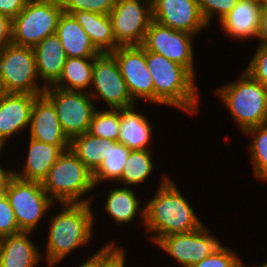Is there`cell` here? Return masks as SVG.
Instances as JSON below:
<instances>
[{
    "instance_id": "6da1fadb",
    "label": "cell",
    "mask_w": 267,
    "mask_h": 267,
    "mask_svg": "<svg viewBox=\"0 0 267 267\" xmlns=\"http://www.w3.org/2000/svg\"><path fill=\"white\" fill-rule=\"evenodd\" d=\"M145 205V229L155 232L150 239L156 244L166 235L189 233L204 225L176 183L164 173L156 194Z\"/></svg>"
},
{
    "instance_id": "7a4b0ae2",
    "label": "cell",
    "mask_w": 267,
    "mask_h": 267,
    "mask_svg": "<svg viewBox=\"0 0 267 267\" xmlns=\"http://www.w3.org/2000/svg\"><path fill=\"white\" fill-rule=\"evenodd\" d=\"M50 218L45 261L47 267H57L70 252L91 242L95 222L91 203H64ZM57 264V265H56Z\"/></svg>"
},
{
    "instance_id": "3957f363",
    "label": "cell",
    "mask_w": 267,
    "mask_h": 267,
    "mask_svg": "<svg viewBox=\"0 0 267 267\" xmlns=\"http://www.w3.org/2000/svg\"><path fill=\"white\" fill-rule=\"evenodd\" d=\"M146 64L154 84V104L197 114L199 91L195 77L184 66L146 50Z\"/></svg>"
},
{
    "instance_id": "277c9868",
    "label": "cell",
    "mask_w": 267,
    "mask_h": 267,
    "mask_svg": "<svg viewBox=\"0 0 267 267\" xmlns=\"http://www.w3.org/2000/svg\"><path fill=\"white\" fill-rule=\"evenodd\" d=\"M214 90L242 133L267 123V87L246 71L234 82Z\"/></svg>"
},
{
    "instance_id": "5b68a950",
    "label": "cell",
    "mask_w": 267,
    "mask_h": 267,
    "mask_svg": "<svg viewBox=\"0 0 267 267\" xmlns=\"http://www.w3.org/2000/svg\"><path fill=\"white\" fill-rule=\"evenodd\" d=\"M42 186L54 203H91L82 197L94 191L93 173L84 165L71 148L63 151L50 168ZM83 199H82V198Z\"/></svg>"
},
{
    "instance_id": "8992f818",
    "label": "cell",
    "mask_w": 267,
    "mask_h": 267,
    "mask_svg": "<svg viewBox=\"0 0 267 267\" xmlns=\"http://www.w3.org/2000/svg\"><path fill=\"white\" fill-rule=\"evenodd\" d=\"M39 80L33 47L11 43L0 49L1 92L43 95L46 87Z\"/></svg>"
},
{
    "instance_id": "52a82bcc",
    "label": "cell",
    "mask_w": 267,
    "mask_h": 267,
    "mask_svg": "<svg viewBox=\"0 0 267 267\" xmlns=\"http://www.w3.org/2000/svg\"><path fill=\"white\" fill-rule=\"evenodd\" d=\"M63 12L60 0H29L12 20V43L34 47L56 33Z\"/></svg>"
},
{
    "instance_id": "ba28073f",
    "label": "cell",
    "mask_w": 267,
    "mask_h": 267,
    "mask_svg": "<svg viewBox=\"0 0 267 267\" xmlns=\"http://www.w3.org/2000/svg\"><path fill=\"white\" fill-rule=\"evenodd\" d=\"M15 214L19 229L34 232L55 203L43 189L42 183L13 176L5 192Z\"/></svg>"
},
{
    "instance_id": "9c48e42d",
    "label": "cell",
    "mask_w": 267,
    "mask_h": 267,
    "mask_svg": "<svg viewBox=\"0 0 267 267\" xmlns=\"http://www.w3.org/2000/svg\"><path fill=\"white\" fill-rule=\"evenodd\" d=\"M43 94L53 103L62 130L70 141L88 132L93 113L98 109L89 93L50 86Z\"/></svg>"
},
{
    "instance_id": "30bf717a",
    "label": "cell",
    "mask_w": 267,
    "mask_h": 267,
    "mask_svg": "<svg viewBox=\"0 0 267 267\" xmlns=\"http://www.w3.org/2000/svg\"><path fill=\"white\" fill-rule=\"evenodd\" d=\"M91 88L89 94L92 99L95 101L100 98L108 106L107 109H121L136 104L111 53H101L94 58Z\"/></svg>"
},
{
    "instance_id": "8fae6325",
    "label": "cell",
    "mask_w": 267,
    "mask_h": 267,
    "mask_svg": "<svg viewBox=\"0 0 267 267\" xmlns=\"http://www.w3.org/2000/svg\"><path fill=\"white\" fill-rule=\"evenodd\" d=\"M120 46L142 45L152 19L151 0H116L109 14Z\"/></svg>"
},
{
    "instance_id": "7c38bea8",
    "label": "cell",
    "mask_w": 267,
    "mask_h": 267,
    "mask_svg": "<svg viewBox=\"0 0 267 267\" xmlns=\"http://www.w3.org/2000/svg\"><path fill=\"white\" fill-rule=\"evenodd\" d=\"M193 34L151 21L142 46L187 68L195 77Z\"/></svg>"
},
{
    "instance_id": "4fadbf2b",
    "label": "cell",
    "mask_w": 267,
    "mask_h": 267,
    "mask_svg": "<svg viewBox=\"0 0 267 267\" xmlns=\"http://www.w3.org/2000/svg\"><path fill=\"white\" fill-rule=\"evenodd\" d=\"M205 225L189 233L166 235L157 243L165 254L182 267H191L201 262L222 245L220 239L211 235Z\"/></svg>"
},
{
    "instance_id": "5bb4252c",
    "label": "cell",
    "mask_w": 267,
    "mask_h": 267,
    "mask_svg": "<svg viewBox=\"0 0 267 267\" xmlns=\"http://www.w3.org/2000/svg\"><path fill=\"white\" fill-rule=\"evenodd\" d=\"M111 54L117 60L133 101L141 99L154 104V84L146 64V49L142 45L118 46Z\"/></svg>"
},
{
    "instance_id": "9a60e30c",
    "label": "cell",
    "mask_w": 267,
    "mask_h": 267,
    "mask_svg": "<svg viewBox=\"0 0 267 267\" xmlns=\"http://www.w3.org/2000/svg\"><path fill=\"white\" fill-rule=\"evenodd\" d=\"M152 19L174 30L197 35L209 26L197 0H151Z\"/></svg>"
},
{
    "instance_id": "2e32d148",
    "label": "cell",
    "mask_w": 267,
    "mask_h": 267,
    "mask_svg": "<svg viewBox=\"0 0 267 267\" xmlns=\"http://www.w3.org/2000/svg\"><path fill=\"white\" fill-rule=\"evenodd\" d=\"M37 96L27 93H0V151L9 138L29 129L31 110Z\"/></svg>"
},
{
    "instance_id": "e0dca14e",
    "label": "cell",
    "mask_w": 267,
    "mask_h": 267,
    "mask_svg": "<svg viewBox=\"0 0 267 267\" xmlns=\"http://www.w3.org/2000/svg\"><path fill=\"white\" fill-rule=\"evenodd\" d=\"M30 138L57 145L62 151L70 148L53 103L43 94L35 98L29 125Z\"/></svg>"
},
{
    "instance_id": "ac0fdd59",
    "label": "cell",
    "mask_w": 267,
    "mask_h": 267,
    "mask_svg": "<svg viewBox=\"0 0 267 267\" xmlns=\"http://www.w3.org/2000/svg\"><path fill=\"white\" fill-rule=\"evenodd\" d=\"M261 12V4L249 0H238L235 7L219 21L221 29L236 40L256 39Z\"/></svg>"
},
{
    "instance_id": "d6986e66",
    "label": "cell",
    "mask_w": 267,
    "mask_h": 267,
    "mask_svg": "<svg viewBox=\"0 0 267 267\" xmlns=\"http://www.w3.org/2000/svg\"><path fill=\"white\" fill-rule=\"evenodd\" d=\"M20 232L0 238V267H36L44 260L30 235Z\"/></svg>"
},
{
    "instance_id": "ffe728a7",
    "label": "cell",
    "mask_w": 267,
    "mask_h": 267,
    "mask_svg": "<svg viewBox=\"0 0 267 267\" xmlns=\"http://www.w3.org/2000/svg\"><path fill=\"white\" fill-rule=\"evenodd\" d=\"M36 67L42 84L53 86L61 76L67 56L59 37L55 34L44 38L33 47Z\"/></svg>"
},
{
    "instance_id": "44dd1931",
    "label": "cell",
    "mask_w": 267,
    "mask_h": 267,
    "mask_svg": "<svg viewBox=\"0 0 267 267\" xmlns=\"http://www.w3.org/2000/svg\"><path fill=\"white\" fill-rule=\"evenodd\" d=\"M28 138V154L24 167L21 171H14V176L22 180L42 183L63 151L57 145Z\"/></svg>"
},
{
    "instance_id": "7402d4cb",
    "label": "cell",
    "mask_w": 267,
    "mask_h": 267,
    "mask_svg": "<svg viewBox=\"0 0 267 267\" xmlns=\"http://www.w3.org/2000/svg\"><path fill=\"white\" fill-rule=\"evenodd\" d=\"M136 105L120 109V127L118 142L130 150L149 149L153 130L150 122L139 111Z\"/></svg>"
},
{
    "instance_id": "603a6c76",
    "label": "cell",
    "mask_w": 267,
    "mask_h": 267,
    "mask_svg": "<svg viewBox=\"0 0 267 267\" xmlns=\"http://www.w3.org/2000/svg\"><path fill=\"white\" fill-rule=\"evenodd\" d=\"M56 35L59 37L67 57L85 58L101 54L71 14L63 12L60 16Z\"/></svg>"
},
{
    "instance_id": "cb8c5ba5",
    "label": "cell",
    "mask_w": 267,
    "mask_h": 267,
    "mask_svg": "<svg viewBox=\"0 0 267 267\" xmlns=\"http://www.w3.org/2000/svg\"><path fill=\"white\" fill-rule=\"evenodd\" d=\"M71 14L101 53H111L120 46L114 37L109 15L88 11L65 12Z\"/></svg>"
},
{
    "instance_id": "d4e9b609",
    "label": "cell",
    "mask_w": 267,
    "mask_h": 267,
    "mask_svg": "<svg viewBox=\"0 0 267 267\" xmlns=\"http://www.w3.org/2000/svg\"><path fill=\"white\" fill-rule=\"evenodd\" d=\"M106 197L107 200L104 204V210L114 222L120 225L126 223L131 224L132 220L137 218L136 215L138 216L137 213L139 212L142 225L145 223V206L139 208L141 202L137 199L136 193L132 190V187H114Z\"/></svg>"
},
{
    "instance_id": "484cf974",
    "label": "cell",
    "mask_w": 267,
    "mask_h": 267,
    "mask_svg": "<svg viewBox=\"0 0 267 267\" xmlns=\"http://www.w3.org/2000/svg\"><path fill=\"white\" fill-rule=\"evenodd\" d=\"M94 58L67 57L61 76L52 87L89 93Z\"/></svg>"
},
{
    "instance_id": "4316f807",
    "label": "cell",
    "mask_w": 267,
    "mask_h": 267,
    "mask_svg": "<svg viewBox=\"0 0 267 267\" xmlns=\"http://www.w3.org/2000/svg\"><path fill=\"white\" fill-rule=\"evenodd\" d=\"M130 151L124 144L118 141L108 140L107 156L93 172V180L96 188L104 181H115L116 183L121 178L124 164L128 159Z\"/></svg>"
},
{
    "instance_id": "83f0119b",
    "label": "cell",
    "mask_w": 267,
    "mask_h": 267,
    "mask_svg": "<svg viewBox=\"0 0 267 267\" xmlns=\"http://www.w3.org/2000/svg\"><path fill=\"white\" fill-rule=\"evenodd\" d=\"M70 148L93 173L107 156L108 140L86 132L73 138Z\"/></svg>"
},
{
    "instance_id": "f1b7e54d",
    "label": "cell",
    "mask_w": 267,
    "mask_h": 267,
    "mask_svg": "<svg viewBox=\"0 0 267 267\" xmlns=\"http://www.w3.org/2000/svg\"><path fill=\"white\" fill-rule=\"evenodd\" d=\"M153 151L131 150L127 161L124 164V169L121 178L116 182L125 187H134L142 184L153 173L155 163H153Z\"/></svg>"
},
{
    "instance_id": "f546056e",
    "label": "cell",
    "mask_w": 267,
    "mask_h": 267,
    "mask_svg": "<svg viewBox=\"0 0 267 267\" xmlns=\"http://www.w3.org/2000/svg\"><path fill=\"white\" fill-rule=\"evenodd\" d=\"M244 134L253 138L249 145L253 174L267 182V123L250 128Z\"/></svg>"
},
{
    "instance_id": "4dcf8cb0",
    "label": "cell",
    "mask_w": 267,
    "mask_h": 267,
    "mask_svg": "<svg viewBox=\"0 0 267 267\" xmlns=\"http://www.w3.org/2000/svg\"><path fill=\"white\" fill-rule=\"evenodd\" d=\"M119 127L120 109H96L88 133L102 139L118 141Z\"/></svg>"
},
{
    "instance_id": "1f68e13d",
    "label": "cell",
    "mask_w": 267,
    "mask_h": 267,
    "mask_svg": "<svg viewBox=\"0 0 267 267\" xmlns=\"http://www.w3.org/2000/svg\"><path fill=\"white\" fill-rule=\"evenodd\" d=\"M64 12L88 11L109 15L116 0H60Z\"/></svg>"
},
{
    "instance_id": "d6a6232c",
    "label": "cell",
    "mask_w": 267,
    "mask_h": 267,
    "mask_svg": "<svg viewBox=\"0 0 267 267\" xmlns=\"http://www.w3.org/2000/svg\"><path fill=\"white\" fill-rule=\"evenodd\" d=\"M202 17L210 26L215 15L219 21L227 15L237 4L238 0H197ZM215 14V15H214Z\"/></svg>"
},
{
    "instance_id": "836d02e7",
    "label": "cell",
    "mask_w": 267,
    "mask_h": 267,
    "mask_svg": "<svg viewBox=\"0 0 267 267\" xmlns=\"http://www.w3.org/2000/svg\"><path fill=\"white\" fill-rule=\"evenodd\" d=\"M240 261L241 257L236 255V251L221 245L208 257L191 267H235Z\"/></svg>"
},
{
    "instance_id": "e575fe53",
    "label": "cell",
    "mask_w": 267,
    "mask_h": 267,
    "mask_svg": "<svg viewBox=\"0 0 267 267\" xmlns=\"http://www.w3.org/2000/svg\"><path fill=\"white\" fill-rule=\"evenodd\" d=\"M245 71L267 87V45H258Z\"/></svg>"
},
{
    "instance_id": "d590c367",
    "label": "cell",
    "mask_w": 267,
    "mask_h": 267,
    "mask_svg": "<svg viewBox=\"0 0 267 267\" xmlns=\"http://www.w3.org/2000/svg\"><path fill=\"white\" fill-rule=\"evenodd\" d=\"M114 244L107 242L98 250V267H126L124 248Z\"/></svg>"
},
{
    "instance_id": "8d00e7d4",
    "label": "cell",
    "mask_w": 267,
    "mask_h": 267,
    "mask_svg": "<svg viewBox=\"0 0 267 267\" xmlns=\"http://www.w3.org/2000/svg\"><path fill=\"white\" fill-rule=\"evenodd\" d=\"M22 232L6 194L0 195V238Z\"/></svg>"
},
{
    "instance_id": "74e56055",
    "label": "cell",
    "mask_w": 267,
    "mask_h": 267,
    "mask_svg": "<svg viewBox=\"0 0 267 267\" xmlns=\"http://www.w3.org/2000/svg\"><path fill=\"white\" fill-rule=\"evenodd\" d=\"M29 0H0V13L13 20Z\"/></svg>"
},
{
    "instance_id": "f35d334b",
    "label": "cell",
    "mask_w": 267,
    "mask_h": 267,
    "mask_svg": "<svg viewBox=\"0 0 267 267\" xmlns=\"http://www.w3.org/2000/svg\"><path fill=\"white\" fill-rule=\"evenodd\" d=\"M12 43V20L0 13V49Z\"/></svg>"
},
{
    "instance_id": "ab89813d",
    "label": "cell",
    "mask_w": 267,
    "mask_h": 267,
    "mask_svg": "<svg viewBox=\"0 0 267 267\" xmlns=\"http://www.w3.org/2000/svg\"><path fill=\"white\" fill-rule=\"evenodd\" d=\"M256 39L259 40V45H267V9H262L260 27Z\"/></svg>"
},
{
    "instance_id": "60d3db41",
    "label": "cell",
    "mask_w": 267,
    "mask_h": 267,
    "mask_svg": "<svg viewBox=\"0 0 267 267\" xmlns=\"http://www.w3.org/2000/svg\"><path fill=\"white\" fill-rule=\"evenodd\" d=\"M0 164V195L5 194L7 185L10 179L14 176V171L11 169H3Z\"/></svg>"
},
{
    "instance_id": "b9f144b4",
    "label": "cell",
    "mask_w": 267,
    "mask_h": 267,
    "mask_svg": "<svg viewBox=\"0 0 267 267\" xmlns=\"http://www.w3.org/2000/svg\"><path fill=\"white\" fill-rule=\"evenodd\" d=\"M88 257H89V259L88 260L86 259V262L84 261V263H82L78 267H98V251L96 253H94L93 255L88 256Z\"/></svg>"
},
{
    "instance_id": "7bdbcfd3",
    "label": "cell",
    "mask_w": 267,
    "mask_h": 267,
    "mask_svg": "<svg viewBox=\"0 0 267 267\" xmlns=\"http://www.w3.org/2000/svg\"><path fill=\"white\" fill-rule=\"evenodd\" d=\"M235 267H250V266L243 264V262L241 260Z\"/></svg>"
},
{
    "instance_id": "ee69618b",
    "label": "cell",
    "mask_w": 267,
    "mask_h": 267,
    "mask_svg": "<svg viewBox=\"0 0 267 267\" xmlns=\"http://www.w3.org/2000/svg\"><path fill=\"white\" fill-rule=\"evenodd\" d=\"M261 6H262V9H267V0H264Z\"/></svg>"
},
{
    "instance_id": "f6af8a7d",
    "label": "cell",
    "mask_w": 267,
    "mask_h": 267,
    "mask_svg": "<svg viewBox=\"0 0 267 267\" xmlns=\"http://www.w3.org/2000/svg\"><path fill=\"white\" fill-rule=\"evenodd\" d=\"M249 1L256 2L258 4H262L264 0H249Z\"/></svg>"
},
{
    "instance_id": "bcb514c9",
    "label": "cell",
    "mask_w": 267,
    "mask_h": 267,
    "mask_svg": "<svg viewBox=\"0 0 267 267\" xmlns=\"http://www.w3.org/2000/svg\"><path fill=\"white\" fill-rule=\"evenodd\" d=\"M253 267H255V265L253 266ZM256 267H267V261L265 262V263H263V264H259L258 266H256Z\"/></svg>"
}]
</instances>
